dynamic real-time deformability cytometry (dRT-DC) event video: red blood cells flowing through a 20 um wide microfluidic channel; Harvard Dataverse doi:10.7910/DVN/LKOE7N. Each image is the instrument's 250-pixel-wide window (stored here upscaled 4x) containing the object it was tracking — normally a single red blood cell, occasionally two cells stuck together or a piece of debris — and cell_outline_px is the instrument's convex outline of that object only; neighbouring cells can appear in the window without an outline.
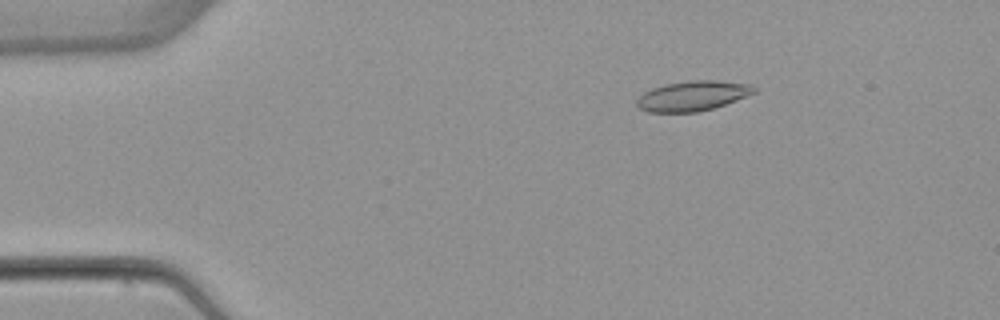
{"species": "common noctule bat (a hibernating species)", "species_latin": "Nyctalus noctula", "temperature_condition": "warm", "stored_images_in_passage": 53, "camera_frame_rate_fps": 3000, "um_per_image_px": 0.085, "animal": {"sex": "female", "body_mass_g": 22.7, "forearm_length_mm": 54.2}, "frame": {"image": 1, "passage_image": 9, "time_ms": 2.667, "image_size_px": [1000, 320], "cell_outline_px": [[756, 92], [736, 100], [712, 108], [696, 112], [648, 112], [640, 108], [636, 104], [636, 100], [644, 92], [652, 88], [664, 84], [688, 80], [720, 80], [752, 84], [756, 88]], "centroid_in_image_um": [58.88, 8.13], "position_along_channel_um": 26.1, "area_um2": 20.52}}
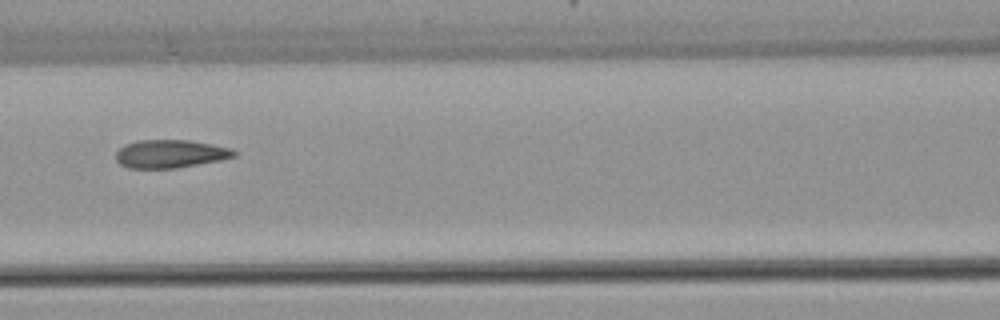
{"frame": {"image": 2, "passage_image": 24, "time_ms": 7.667, "image_size_px": [1000, 320], "cell_outline_px": [[236, 156], [220, 160], [176, 168], [128, 168], [120, 164], [116, 160], [116, 152], [124, 144], [140, 140], [188, 140], [232, 148], [236, 152]], "centroid_in_image_um": [14.46, 13.07], "position_along_channel_um": 152.1, "area_um2": 19.31}}
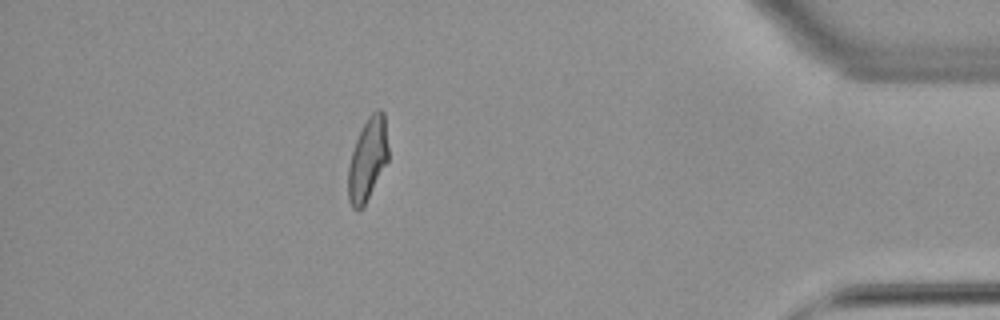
{"frame": {"image": 3, "passage_image": 47, "time_ms": 15.333, "image_size_px": [1000, 320], "cell_outline_px": [[388, 160], [364, 204], [360, 208], [352, 208], [348, 200], [348, 168], [352, 152], [356, 140], [368, 116], [376, 108], [380, 108], [384, 112], [388, 148]], "centroid_in_image_um": [31.25, 13.49], "position_along_channel_um": 404.0, "area_um2": 18.96}, "authors_computed_cell_mechanics": {"area_um2": 19.5942, "velocity_mm_per_s": 3.8879, "shape_relaxation_time_tau1_ms": 5.7946, "shape_relaxation_time_tau2_ms": 1.5056, "deformation_change_tau1": 0.2096, "deformation_change_tau2": 0.0967}}